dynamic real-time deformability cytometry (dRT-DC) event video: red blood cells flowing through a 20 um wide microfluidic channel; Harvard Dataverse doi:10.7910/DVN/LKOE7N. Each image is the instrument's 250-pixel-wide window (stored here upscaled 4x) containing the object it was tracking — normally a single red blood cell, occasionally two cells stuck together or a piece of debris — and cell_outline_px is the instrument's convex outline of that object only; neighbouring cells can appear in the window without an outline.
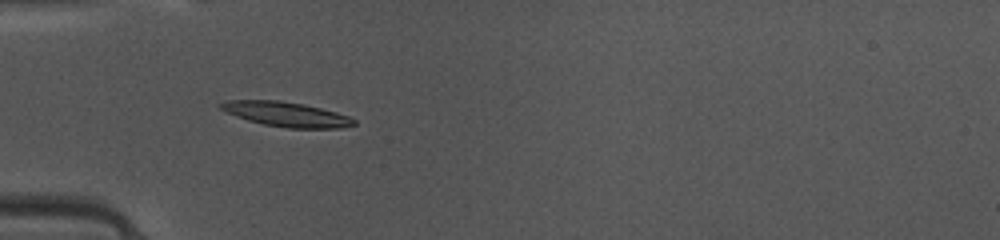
{"species": "common noctule bat (a hibernating species)", "species_latin": "Nyctalus noctula", "temperature_condition": "warm", "stored_images_in_passage": 36, "camera_frame_rate_fps": 3000, "um_per_image_px": 0.085, "animal": {"sex": "female", "body_mass_g": 10.0, "forearm_length_mm": 53.1}, "frame": {"image": 1, "passage_image": 4, "time_ms": 1.0, "image_size_px": [1000, 240], "cell_outline_px": [[356, 124], [340, 128], [288, 128], [264, 124], [248, 120], [236, 116], [220, 108], [216, 104], [228, 100], [280, 100], [304, 104], [336, 112], [348, 116], [356, 120]], "centroid_in_image_um": [24.33, 9.7], "position_along_channel_um": 60.7, "area_um2": 19.07}}
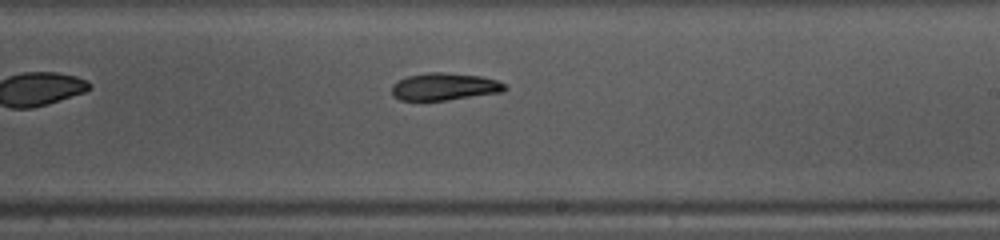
{"frame": {"image": 2, "passage_image": 18, "time_ms": 5.667, "image_size_px": [1000, 240], "cell_outline_px": [[508, 88], [504, 92], [448, 100], [400, 100], [392, 96], [392, 84], [408, 76], [428, 72], [444, 72], [484, 76], [496, 80], [504, 84]], "centroid_in_image_um": [37.81, 7.36], "position_along_channel_um": 251.2, "area_um2": 18.15}}
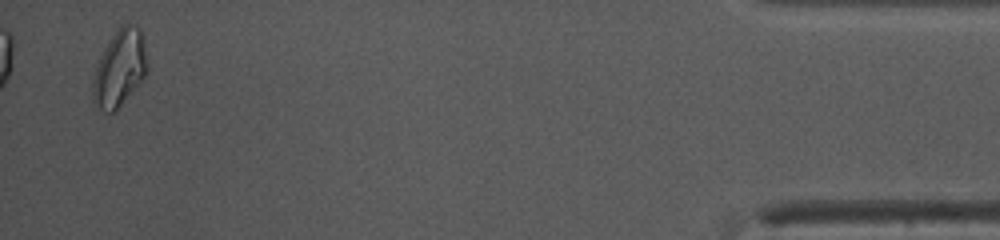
{"frame": {"image": 3, "passage_image": 36, "time_ms": 11.667, "image_size_px": [1000, 240], "cell_outline_px": [[148, 68], [144, 76], [120, 104], [112, 112], [104, 112], [92, 100], [92, 80], [100, 56], [104, 48], [112, 36], [124, 24], [132, 24], [140, 28], [148, 64]], "centroid_in_image_um": [10.15, 5.78], "position_along_channel_um": 425.1, "area_um2": 23.58}, "authors_computed_cell_mechanics": {"area_um2": 18.6405, "velocity_mm_per_s": 4.1369, "shape_relaxation_time_tau1_ms": 1.922, "shape_relaxation_time_tau2_ms": null, "deformation_change_tau1": 0.1465, "deformation_change_tau2": null}}